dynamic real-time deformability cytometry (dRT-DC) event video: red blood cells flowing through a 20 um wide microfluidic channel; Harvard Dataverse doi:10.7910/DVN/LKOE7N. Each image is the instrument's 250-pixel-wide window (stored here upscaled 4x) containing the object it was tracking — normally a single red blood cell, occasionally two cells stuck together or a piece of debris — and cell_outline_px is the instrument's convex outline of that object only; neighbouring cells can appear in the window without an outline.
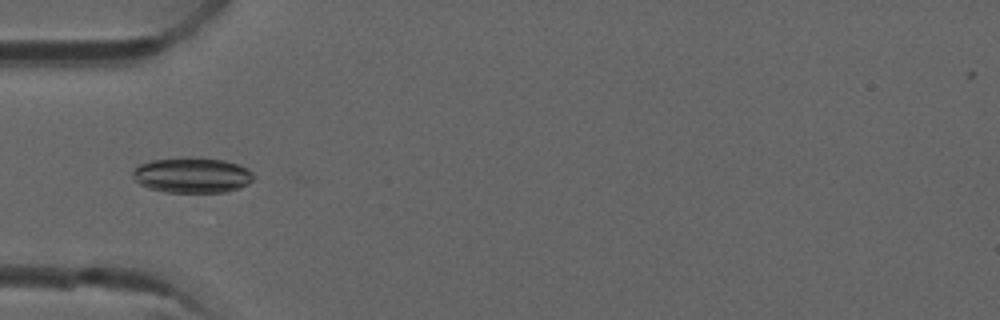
{"species": "common noctule bat (a hibernating species)", "species_latin": "Nyctalus noctula", "temperature_condition": "room temperature", "stored_images_in_passage": 5, "camera_frame_rate_fps": 3000, "um_per_image_px": 0.085, "animal": {"sex": "male", "forearm_length_mm": 52.5}, "frame": {"image": 1, "passage_image": 5, "time_ms": 1.333, "image_size_px": [1000, 320], "cell_outline_px": [[256, 176], [248, 184], [240, 188], [224, 192], [164, 192], [148, 188], [140, 184], [132, 176], [132, 172], [140, 164], [152, 160], [180, 156], [196, 156], [224, 160], [240, 164], [248, 168]], "centroid_in_image_um": [16.36, 14.86], "position_along_channel_um": 68.6, "area_um2": 25.49}}